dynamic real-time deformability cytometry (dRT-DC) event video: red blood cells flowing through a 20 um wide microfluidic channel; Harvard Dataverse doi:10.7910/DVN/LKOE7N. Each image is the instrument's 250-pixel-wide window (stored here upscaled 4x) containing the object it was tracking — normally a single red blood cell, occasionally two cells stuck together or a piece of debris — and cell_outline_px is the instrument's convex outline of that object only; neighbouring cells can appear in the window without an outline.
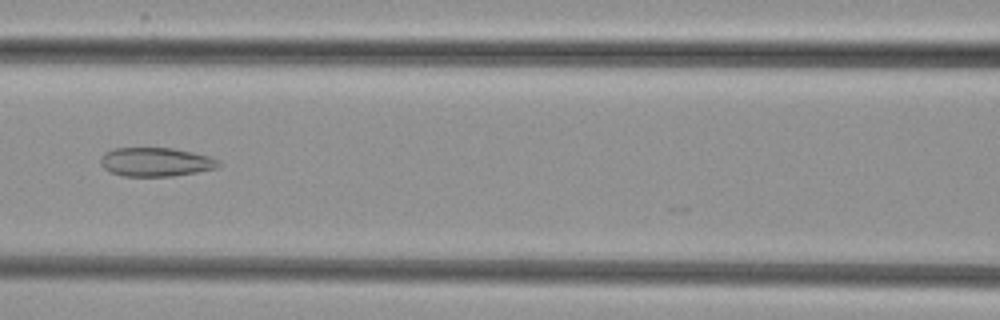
{"species": "common noctule bat (a hibernating species)", "species_latin": "Nyctalus noctula", "temperature_condition": "cold", "stored_images_in_passage": 7, "camera_frame_rate_fps": 3000, "um_per_image_px": 0.085, "animal": {"sex": "female", "body_mass_g": 29.2, "forearm_length_mm": 56.3}, "frame": {"image": 1, "passage_image": 6, "time_ms": 6.667, "image_size_px": [1000, 320], "cell_outline_px": [[220, 164], [216, 168], [196, 172], [172, 176], [124, 176], [108, 172], [100, 164], [100, 156], [104, 152], [112, 148], [172, 148], [192, 152], [208, 156], [216, 160]], "centroid_in_image_um": [13.16, 13.76], "position_along_channel_um": 153.4, "area_um2": 19.83}}
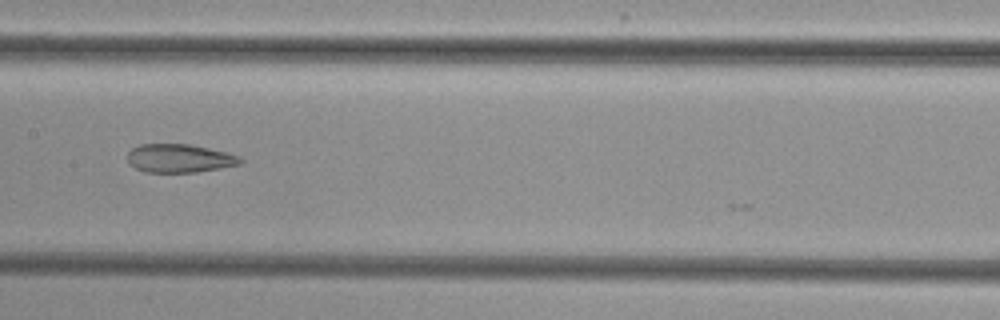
{"frame": {"image": 2, "passage_image": 7, "time_ms": 7.667, "image_size_px": [1000, 320], "cell_outline_px": [[244, 160], [240, 164], [220, 168], [196, 172], [144, 172], [128, 164], [128, 152], [132, 148], [140, 144], [188, 144], [208, 148], [240, 156]], "centroid_in_image_um": [15.23, 13.46], "position_along_channel_um": 192.2, "area_um2": 18.67}}